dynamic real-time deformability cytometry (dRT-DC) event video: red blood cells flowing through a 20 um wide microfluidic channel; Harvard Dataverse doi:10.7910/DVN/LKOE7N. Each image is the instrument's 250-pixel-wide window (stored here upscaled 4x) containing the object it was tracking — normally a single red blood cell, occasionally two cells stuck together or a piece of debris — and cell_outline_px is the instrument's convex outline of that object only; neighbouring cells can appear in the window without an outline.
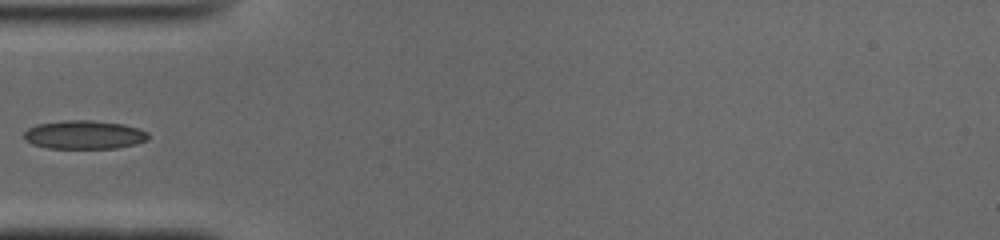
{"species": "common noctule bat (a hibernating species)", "species_latin": "Nyctalus noctula", "temperature_condition": "cold", "stored_images_in_passage": 35, "camera_frame_rate_fps": 3000, "um_per_image_px": 0.085, "animal": {"sex": "male", "body_mass_g": 19.0, "forearm_length_mm": 50.8}, "frame": {"image": 1, "passage_image": 1, "time_ms": 0.0, "image_size_px": [1000, 240], "cell_outline_px": [[148, 140], [136, 144], [116, 148], [48, 148], [32, 144], [24, 140], [24, 132], [28, 128], [40, 124], [64, 120], [92, 120], [124, 124], [140, 128], [148, 132]], "centroid_in_image_um": [7.18, 11.45], "position_along_channel_um": 77.8, "area_um2": 20.81}}
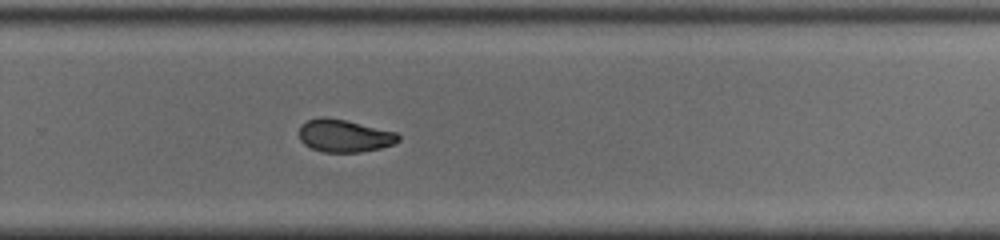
{"frame": {"image": 2, "passage_image": 18, "time_ms": 5.667, "image_size_px": [1000, 240], "cell_outline_px": [[400, 140], [392, 144], [380, 148], [360, 152], [324, 152], [312, 148], [304, 144], [300, 140], [300, 128], [308, 120], [320, 116], [324, 116], [344, 120], [396, 132], [400, 136]], "centroid_in_image_um": [29.27, 11.54], "position_along_channel_um": 300.5, "area_um2": 18.61}}
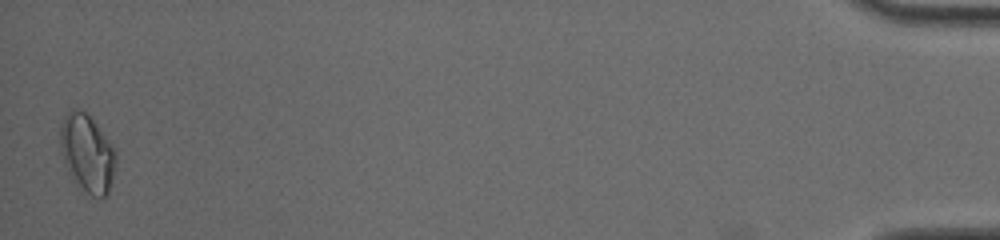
{"frame": {"image": 3, "passage_image": 35, "time_ms": 11.333, "image_size_px": [1000, 240], "cell_outline_px": [[116, 160], [112, 180], [108, 196], [104, 200], [80, 192], [72, 180], [64, 164], [60, 152], [60, 124], [64, 116], [72, 108], [80, 108], [92, 116], [112, 144], [116, 152]], "centroid_in_image_um": [7.4, 13.06], "position_along_channel_um": 427.8, "area_um2": 26.36}}